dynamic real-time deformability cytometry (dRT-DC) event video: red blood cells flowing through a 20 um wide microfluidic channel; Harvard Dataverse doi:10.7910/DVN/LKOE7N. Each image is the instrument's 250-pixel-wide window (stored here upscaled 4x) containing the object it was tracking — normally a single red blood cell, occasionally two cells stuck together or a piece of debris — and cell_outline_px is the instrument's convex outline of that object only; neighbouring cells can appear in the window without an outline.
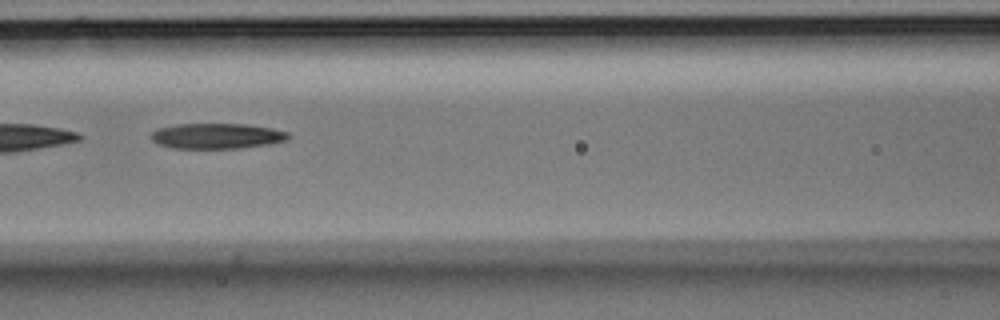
{"species": "Egyptian fruit bat (a non-hibernating species)", "species_latin": "Rousettus aegyptiacus", "temperature_condition": "room temperature", "stored_images_in_passage": 23, "segment_of_instrument_passage": [2, 2], "camera_frame_rate_fps": 3000, "um_per_image_px": 0.085, "animal": {"sex": "male"}, "frame": {"image": 1, "passage_image": 12, "time_ms": 3.667, "image_size_px": [1000, 320], "cell_outline_px": [[292, 136], [288, 140], [268, 144], [240, 148], [172, 148], [160, 144], [152, 140], [152, 132], [156, 128], [176, 124], [248, 124], [272, 128], [288, 132]], "centroid_in_image_um": [18.47, 11.55], "position_along_channel_um": 148.1, "area_um2": 20.4}}
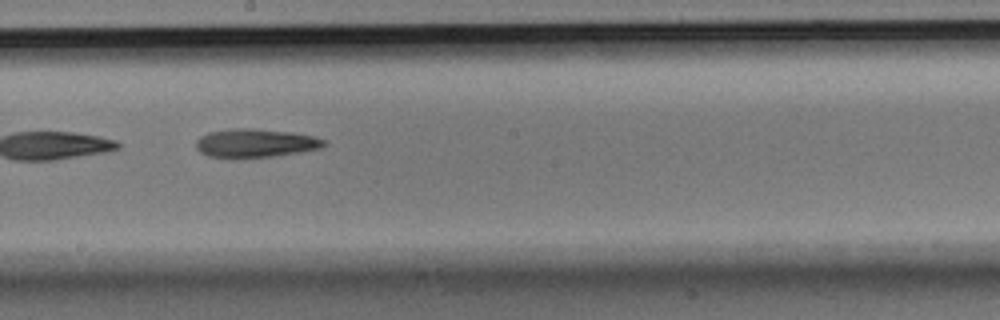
{"frame": {"image": 2, "passage_image": 17, "time_ms": 5.333, "image_size_px": [1000, 320], "cell_outline_px": [[328, 144], [320, 148], [300, 152], [276, 156], [232, 160], [228, 160], [208, 156], [200, 152], [196, 148], [196, 140], [200, 136], [208, 132], [228, 128], [252, 128], [292, 132], [312, 136], [324, 140]], "centroid_in_image_um": [21.64, 12.19], "position_along_channel_um": 226.6, "area_um2": 22.02}}
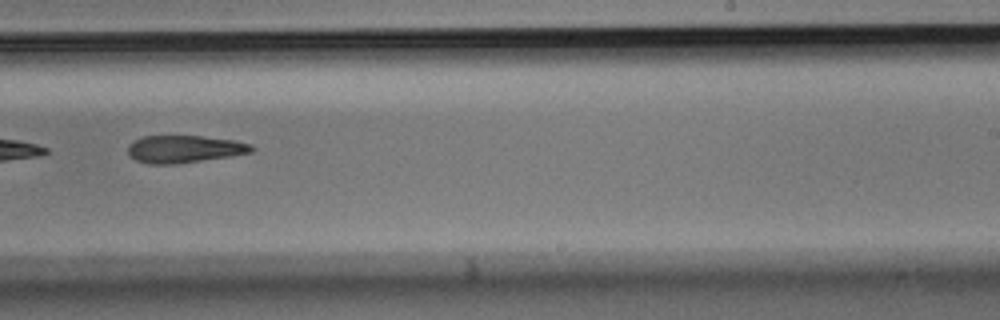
{"frame": {"image": 3, "passage_image": 20, "time_ms": 6.333, "image_size_px": [1000, 320], "cell_outline_px": [[256, 148], [252, 152], [232, 156], [176, 164], [148, 164], [136, 160], [128, 152], [128, 144], [132, 140], [144, 136], [200, 136], [232, 140], [252, 144]], "centroid_in_image_um": [15.67, 12.67], "position_along_channel_um": 273.3, "area_um2": 19.83}}